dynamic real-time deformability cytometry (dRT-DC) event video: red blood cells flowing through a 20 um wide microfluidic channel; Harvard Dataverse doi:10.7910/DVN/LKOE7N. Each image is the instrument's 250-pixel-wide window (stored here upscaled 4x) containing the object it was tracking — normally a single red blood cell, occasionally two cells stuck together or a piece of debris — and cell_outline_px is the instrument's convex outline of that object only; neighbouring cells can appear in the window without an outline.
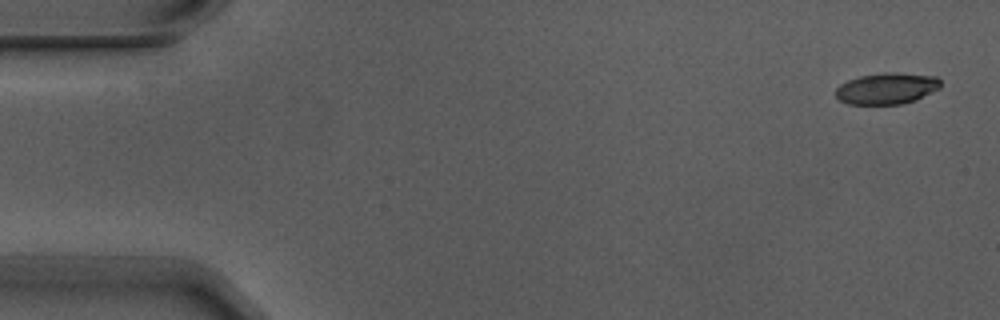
{"species": "Egyptian fruit bat (a non-hibernating species)", "species_latin": "Rousettus aegyptiacus", "temperature_condition": "warm", "stored_images_in_passage": 5, "camera_frame_rate_fps": 3000, "um_per_image_px": 0.085, "animal": {"sex": "male"}, "frame": {"image": 1, "passage_image": 1, "time_ms": 0.0, "image_size_px": [1000, 320], "cell_outline_px": [[940, 88], [916, 100], [904, 104], [848, 104], [840, 100], [836, 96], [836, 88], [840, 84], [848, 80], [860, 76], [884, 72], [888, 72], [936, 76], [940, 80]], "centroid_in_image_um": [75.37, 7.52], "position_along_channel_um": 9.6, "area_um2": 19.13}}
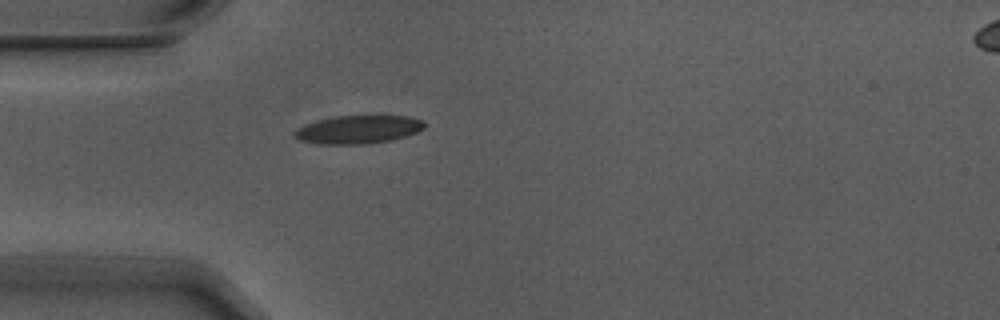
{"frame": {"image": 2, "passage_image": 5, "time_ms": 1.333, "image_size_px": [1000, 320], "cell_outline_px": [[424, 128], [416, 132], [392, 140], [364, 144], [320, 144], [300, 140], [292, 132], [296, 128], [304, 124], [316, 120], [336, 116], [408, 116], [424, 120]], "centroid_in_image_um": [30.42, 11.0], "position_along_channel_um": 54.6, "area_um2": 21.33}}